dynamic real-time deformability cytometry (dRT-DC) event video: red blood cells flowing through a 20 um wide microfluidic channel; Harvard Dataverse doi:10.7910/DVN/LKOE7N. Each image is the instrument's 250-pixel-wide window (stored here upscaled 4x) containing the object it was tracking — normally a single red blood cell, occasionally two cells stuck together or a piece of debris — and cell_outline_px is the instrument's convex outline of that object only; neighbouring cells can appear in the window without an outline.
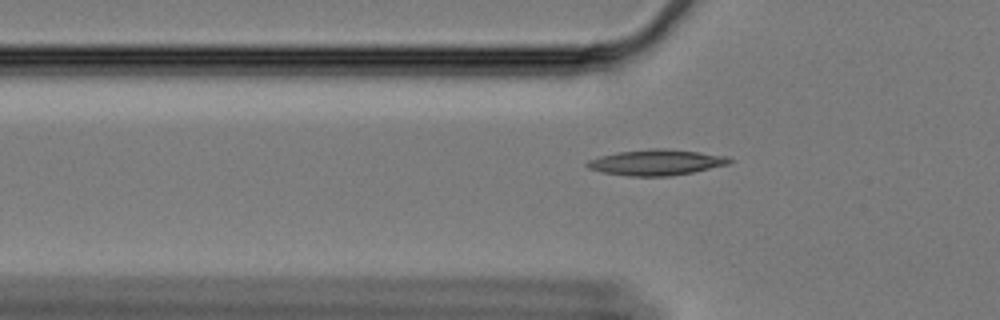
{"species": "Egyptian fruit bat (a non-hibernating species)", "species_latin": "Rousettus aegyptiacus", "temperature_condition": "cold", "stored_images_in_passage": 55, "camera_frame_rate_fps": 3000, "um_per_image_px": 0.085, "animal": {"sex": "female"}, "frame": {"image": 1, "passage_image": 20, "time_ms": 6.333, "image_size_px": [1000, 320], "cell_outline_px": [[736, 160], [728, 164], [692, 172], [672, 176], [628, 176], [600, 172], [588, 168], [584, 164], [588, 160], [600, 156], [616, 152], [652, 148], [664, 148], [700, 152], [728, 156]], "centroid_in_image_um": [55.78, 13.8], "position_along_channel_um": 70.0, "area_um2": 21.56}}
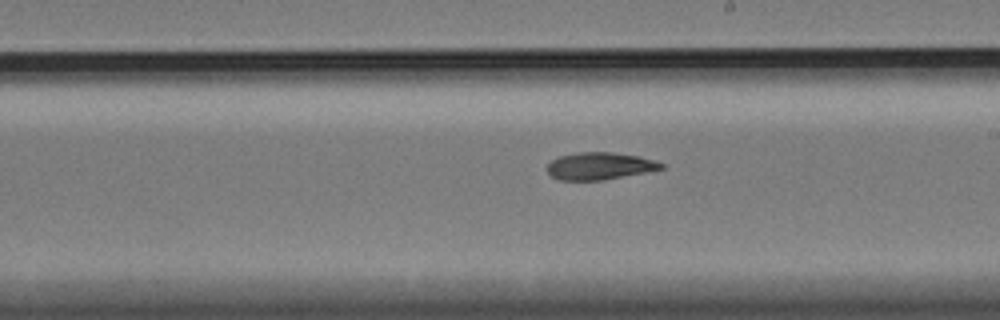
{"frame": {"image": 2, "passage_image": 35, "time_ms": 11.333, "image_size_px": [1000, 320], "cell_outline_px": [[664, 168], [604, 180], [556, 180], [548, 172], [548, 164], [552, 160], [560, 156], [580, 152], [612, 152], [636, 156], [652, 160], [664, 164]], "centroid_in_image_um": [50.93, 14.12], "position_along_channel_um": 238.1, "area_um2": 17.8}}
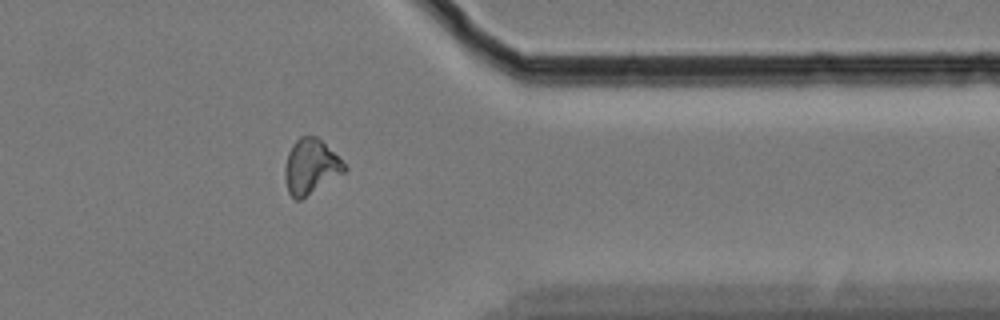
{"frame": {"image": 3, "passage_image": 49, "time_ms": 16.0, "image_size_px": [1000, 320], "cell_outline_px": [[348, 168], [344, 172], [300, 200], [296, 200], [288, 192], [284, 180], [284, 168], [288, 152], [292, 144], [300, 136], [316, 136]], "centroid_in_image_um": [26.35, 14.17], "position_along_channel_um": 385.0, "area_um2": 18.67}}